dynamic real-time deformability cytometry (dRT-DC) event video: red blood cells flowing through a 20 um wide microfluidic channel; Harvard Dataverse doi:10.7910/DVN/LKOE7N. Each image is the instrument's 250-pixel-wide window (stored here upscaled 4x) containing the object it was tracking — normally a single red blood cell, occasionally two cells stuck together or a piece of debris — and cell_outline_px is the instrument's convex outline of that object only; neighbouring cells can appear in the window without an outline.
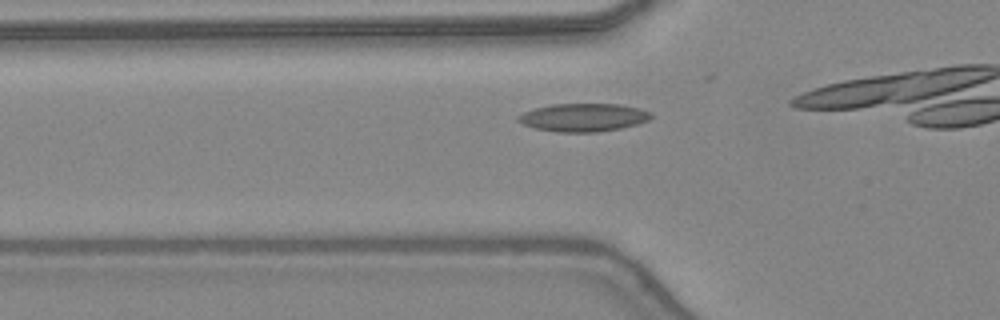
{"species": "common noctule bat (a hibernating species)", "species_latin": "Nyctalus noctula", "temperature_condition": "warm", "stored_images_in_passage": 14, "camera_frame_rate_fps": 3000, "um_per_image_px": 0.085, "animal": {"sex": "female", "body_mass_g": 24.6, "forearm_length_mm": 56.2}, "frame": {"image": 1, "passage_image": 10, "time_ms": 3.0, "image_size_px": [1000, 320], "cell_outline_px": [[652, 116], [648, 120], [636, 124], [620, 128], [600, 132], [556, 132], [536, 128], [524, 124], [516, 120], [516, 116], [532, 108], [552, 104], [620, 104], [640, 108], [652, 112]], "centroid_in_image_um": [49.58, 9.97], "position_along_channel_um": 76.2, "area_um2": 21.85}}